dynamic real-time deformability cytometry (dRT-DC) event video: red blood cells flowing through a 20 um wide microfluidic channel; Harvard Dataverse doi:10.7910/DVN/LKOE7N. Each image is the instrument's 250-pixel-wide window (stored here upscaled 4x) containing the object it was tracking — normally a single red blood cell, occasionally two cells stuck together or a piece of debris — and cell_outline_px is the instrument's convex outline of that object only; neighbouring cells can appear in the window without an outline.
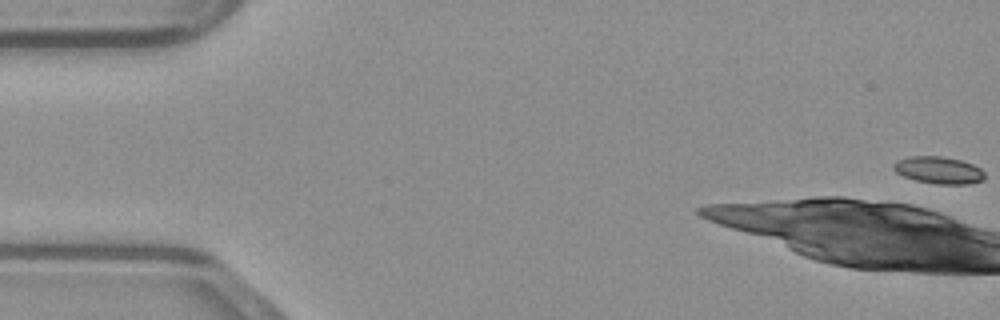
{"species": "common noctule bat (a hibernating species)", "species_latin": "Nyctalus noctula", "temperature_condition": "warm", "stored_images_in_passage": 14, "camera_frame_rate_fps": 3000, "um_per_image_px": 0.085, "animal": {"sex": "male", "body_mass_g": 23.1, "forearm_length_mm": 52.7}, "frame": {"image": 1, "passage_image": 1, "time_ms": 0.0, "image_size_px": [1000, 320], "cell_outline_px": [[984, 180], [968, 184], [936, 184], [916, 180], [904, 176], [896, 172], [892, 168], [892, 164], [896, 160], [908, 156], [940, 156], [960, 160], [972, 164], [980, 168], [984, 172]], "centroid_in_image_um": [79.76, 14.46], "position_along_channel_um": 5.2, "area_um2": 14.45}}
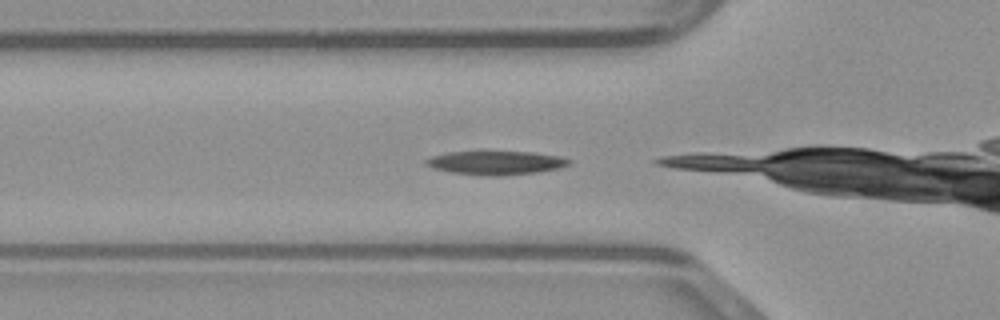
{"frame": {"image": 2, "passage_image": 12, "time_ms": 3.667, "image_size_px": [1000, 320], "cell_outline_px": [[572, 164], [560, 168], [536, 172], [496, 176], [480, 176], [452, 172], [432, 168], [424, 164], [424, 160], [432, 156], [448, 152], [532, 152], [560, 156], [572, 160]], "centroid_in_image_um": [42.16, 13.84], "position_along_channel_um": 83.6, "area_um2": 19.83}}